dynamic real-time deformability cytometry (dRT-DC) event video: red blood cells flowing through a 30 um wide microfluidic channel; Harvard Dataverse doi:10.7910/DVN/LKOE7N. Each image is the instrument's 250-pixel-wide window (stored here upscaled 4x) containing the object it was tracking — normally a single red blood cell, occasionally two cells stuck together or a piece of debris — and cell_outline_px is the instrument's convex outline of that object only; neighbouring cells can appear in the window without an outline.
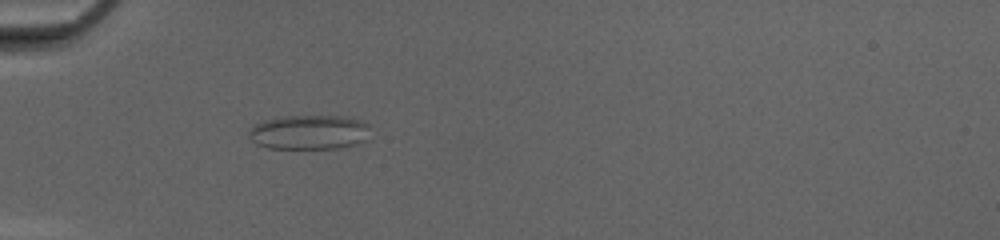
{"species": "common noctule bat (a hibernating species)", "species_latin": "Nyctalus noctula", "temperature_condition": "cold", "stored_images_in_passage": 51, "camera_frame_rate_fps": 3000, "um_per_image_px": 0.085, "animal": {"sex": "female", "body_mass_g": 20.0, "forearm_length_mm": 54.0}, "frame": {"image": 1, "passage_image": 18, "time_ms": 5.667, "image_size_px": [1000, 240], "cell_outline_px": [[368, 140], [360, 144], [340, 148], [268, 148], [256, 144], [248, 136], [248, 132], [256, 124], [264, 120], [276, 116], [344, 116], [360, 120], [368, 124]], "centroid_in_image_um": [26.3, 11.24], "position_along_channel_um": 58.7, "area_um2": 24.68}}
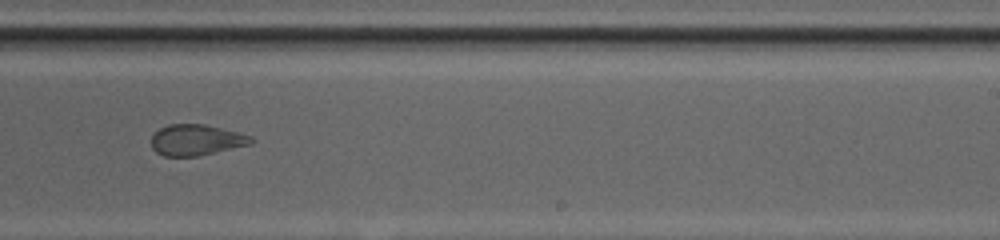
{"frame": {"image": 2, "passage_image": 34, "time_ms": 11.0, "image_size_px": [1000, 240], "cell_outline_px": [[256, 140], [252, 144], [196, 156], [164, 156], [156, 152], [152, 148], [152, 136], [160, 128], [168, 124], [204, 124], [252, 136]], "centroid_in_image_um": [16.69, 11.9], "position_along_channel_um": 272.3, "area_um2": 17.86}}
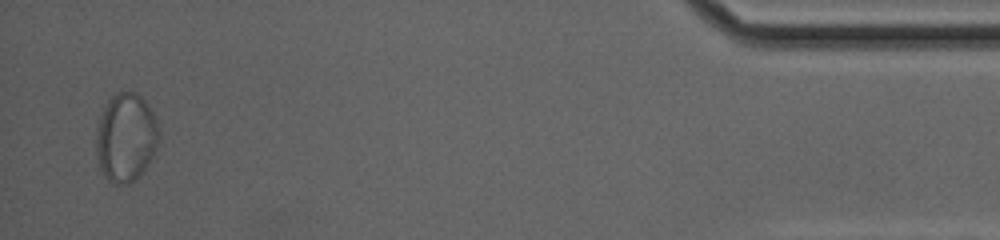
{"frame": {"image": 3, "passage_image": 50, "time_ms": 16.333, "image_size_px": [1000, 240], "cell_outline_px": [[160, 140], [144, 172], [128, 184], [112, 184], [100, 172], [96, 152], [96, 132], [100, 116], [108, 100], [116, 92], [136, 92], [148, 104], [156, 116], [160, 128]], "centroid_in_image_um": [10.72, 11.7], "position_along_channel_um": 424.5, "area_um2": 32.95}}